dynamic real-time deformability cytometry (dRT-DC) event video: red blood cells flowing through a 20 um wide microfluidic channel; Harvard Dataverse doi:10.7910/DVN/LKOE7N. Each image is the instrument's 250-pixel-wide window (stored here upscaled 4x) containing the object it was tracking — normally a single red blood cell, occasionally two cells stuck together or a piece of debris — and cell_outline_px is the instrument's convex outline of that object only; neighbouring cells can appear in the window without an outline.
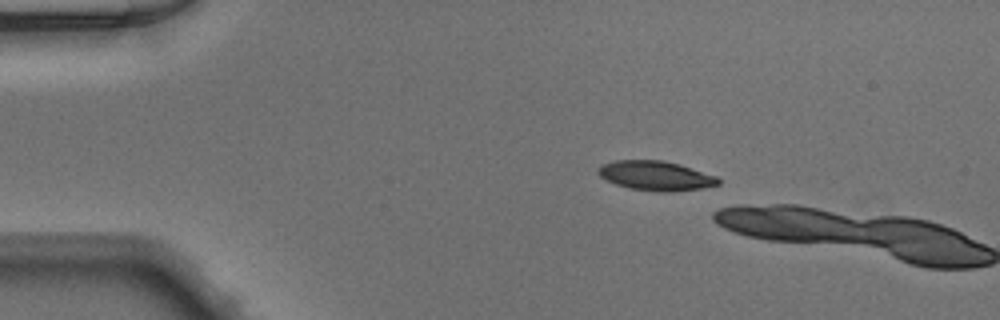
{"species": "Egyptian fruit bat (a non-hibernating species)", "species_latin": "Rousettus aegyptiacus", "temperature_condition": "warm", "stored_images_in_passage": 2, "camera_frame_rate_fps": 3000, "um_per_image_px": 0.085, "animal": {"sex": "male"}, "frame": {"image": 1, "passage_image": 1, "time_ms": 0.0, "image_size_px": [1000, 320], "cell_outline_px": [[720, 184], [700, 188], [672, 192], [660, 192], [628, 188], [616, 184], [600, 176], [596, 172], [596, 168], [600, 164], [616, 160], [664, 160], [680, 164], [716, 176], [720, 180]], "centroid_in_image_um": [55.7, 14.93], "position_along_channel_um": 29.3, "area_um2": 20.75}}